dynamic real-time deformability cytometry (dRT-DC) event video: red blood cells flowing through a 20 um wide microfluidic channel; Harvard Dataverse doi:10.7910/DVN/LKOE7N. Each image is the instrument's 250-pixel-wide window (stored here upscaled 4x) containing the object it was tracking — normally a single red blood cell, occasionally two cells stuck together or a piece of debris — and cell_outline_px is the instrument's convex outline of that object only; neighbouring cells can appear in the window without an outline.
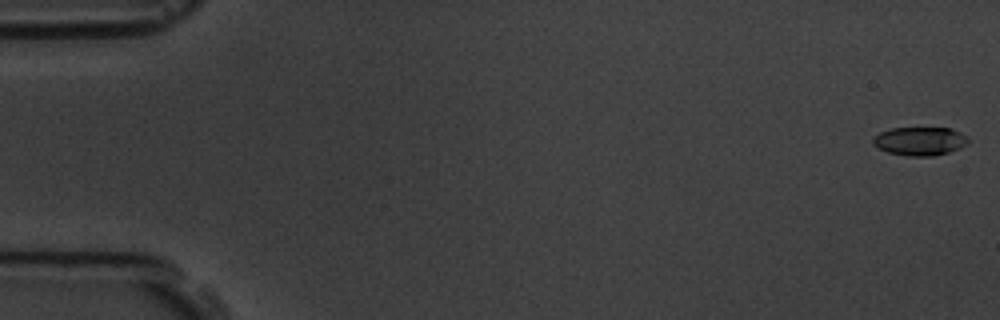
{"species": "common noctule bat (a hibernating species)", "species_latin": "Nyctalus noctula", "temperature_condition": "room temperature", "stored_images_in_passage": 58, "camera_frame_rate_fps": 3000, "um_per_image_px": 0.085, "animal": {"sex": "male", "body_mass_g": 19.5, "forearm_length_mm": 54.6}, "frame": {"image": 1, "passage_image": 1, "time_ms": 0.0, "image_size_px": [1000, 320], "cell_outline_px": [[968, 144], [960, 148], [948, 152], [932, 156], [908, 156], [888, 152], [872, 144], [872, 136], [888, 128], [948, 128], [960, 132], [968, 136]], "centroid_in_image_um": [78.17, 11.99], "position_along_channel_um": 6.8, "area_um2": 15.9}}
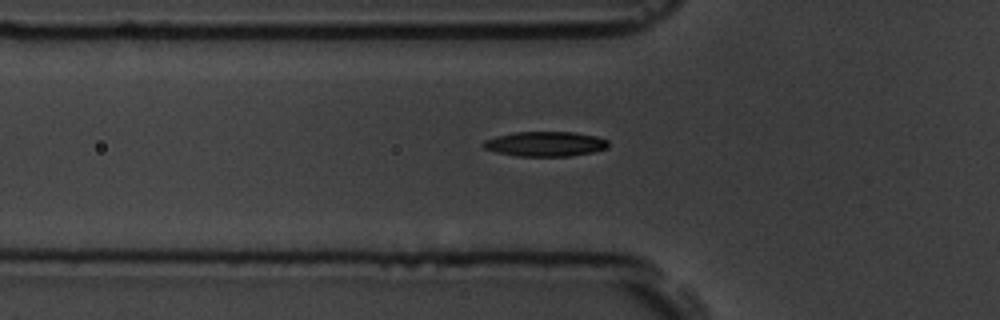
{"frame": {"image": 2, "passage_image": 20, "time_ms": 6.333, "image_size_px": [1000, 320], "cell_outline_px": [[608, 148], [592, 152], [568, 156], [516, 156], [496, 152], [484, 148], [480, 144], [484, 140], [496, 136], [516, 132], [572, 132], [596, 136], [608, 140]], "centroid_in_image_um": [46.32, 12.23], "position_along_channel_um": 79.5, "area_um2": 18.09}}
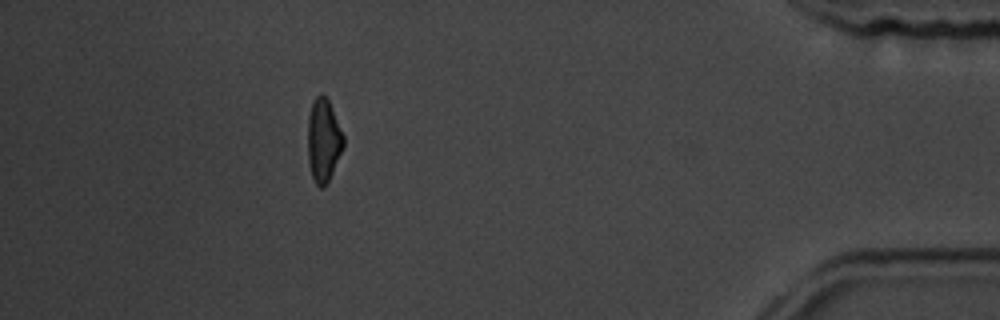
{"frame": {"image": 3, "passage_image": 52, "time_ms": 17.0, "image_size_px": [1000, 320], "cell_outline_px": [[344, 148], [328, 180], [320, 188], [316, 184], [312, 176], [308, 160], [308, 116], [312, 104], [316, 96], [320, 92], [328, 100], [344, 136]], "centroid_in_image_um": [27.49, 11.91], "position_along_channel_um": 407.7, "area_um2": 17.05}, "authors_computed_cell_mechanics": {"area_um2": 17.4556, "velocity_mm_per_s": 3.5656, "shape_relaxation_time_tau1_ms": 3.7016, "shape_relaxation_time_tau2_ms": 7.2295, "deformation_change_tau1": 0.1496, "deformation_change_tau2": 0.1458}}